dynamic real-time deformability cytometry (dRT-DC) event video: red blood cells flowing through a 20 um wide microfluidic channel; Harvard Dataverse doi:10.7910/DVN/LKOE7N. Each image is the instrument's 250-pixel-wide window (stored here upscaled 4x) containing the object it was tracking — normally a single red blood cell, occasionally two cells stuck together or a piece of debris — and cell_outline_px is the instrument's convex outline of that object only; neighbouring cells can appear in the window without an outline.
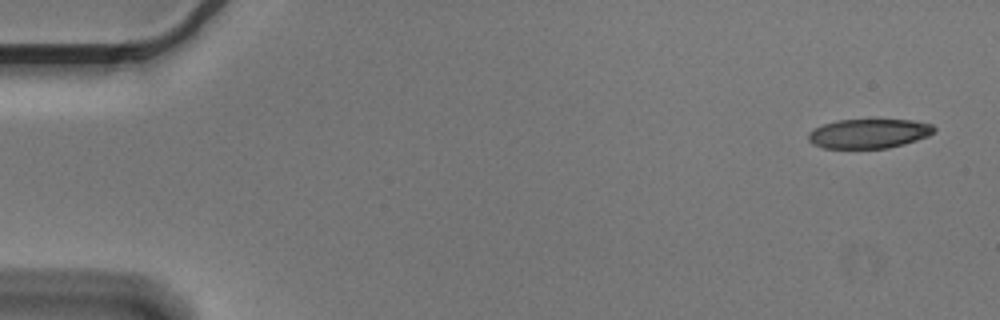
{"species": "Egyptian fruit bat (a non-hibernating species)", "species_latin": "Rousettus aegyptiacus", "temperature_condition": "cold", "stored_images_in_passage": 7, "camera_frame_rate_fps": 3000, "um_per_image_px": 0.085, "animal": {"sex": "male"}, "frame": {"image": 1, "passage_image": 1, "time_ms": 0.0, "image_size_px": [1000, 320], "cell_outline_px": [[936, 128], [928, 136], [904, 144], [888, 148], [824, 148], [812, 144], [808, 140], [808, 132], [812, 128], [836, 120], [912, 120], [932, 124]], "centroid_in_image_um": [73.81, 11.35], "position_along_channel_um": 11.2, "area_um2": 21.56}}
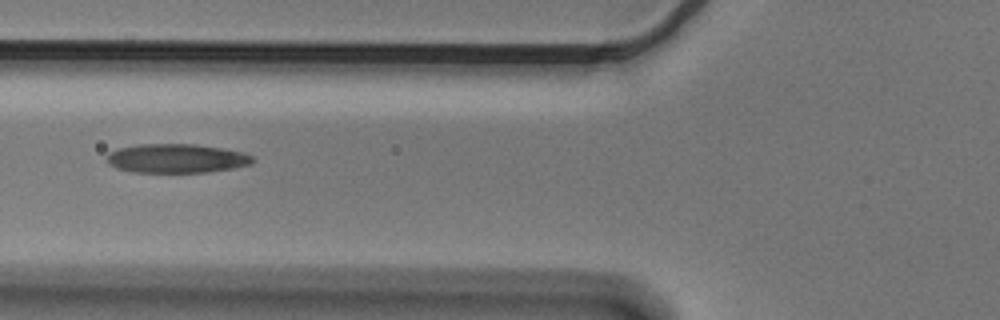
{"frame": {"image": 2, "passage_image": 5, "time_ms": 1.333, "image_size_px": [1000, 320], "cell_outline_px": [[256, 160], [252, 164], [232, 168], [208, 172], [132, 172], [116, 168], [108, 164], [108, 152], [116, 148], [136, 144], [196, 144], [224, 148], [244, 152], [252, 156]], "centroid_in_image_um": [15.01, 13.45], "position_along_channel_um": 110.8, "area_um2": 24.97}}
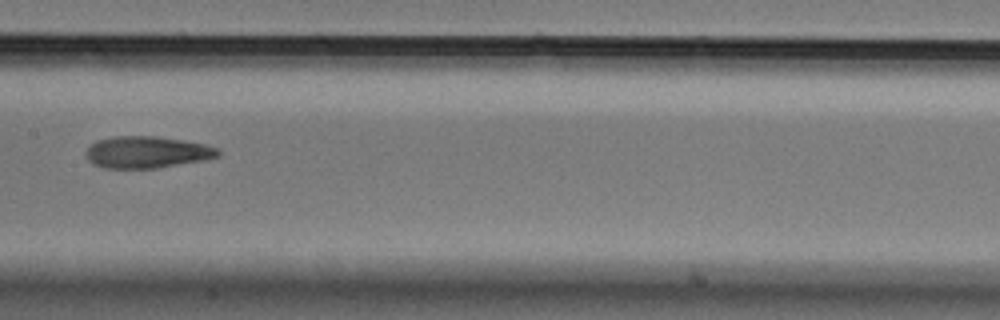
{"frame": {"image": 3, "passage_image": 7, "time_ms": 2.0, "image_size_px": [1000, 320], "cell_outline_px": [[220, 156], [204, 160], [156, 168], [104, 168], [92, 164], [88, 160], [84, 152], [96, 140], [116, 136], [152, 136], [180, 140], [204, 144], [220, 148]], "centroid_in_image_um": [12.48, 12.94], "position_along_channel_um": 194.9, "area_um2": 24.45}}